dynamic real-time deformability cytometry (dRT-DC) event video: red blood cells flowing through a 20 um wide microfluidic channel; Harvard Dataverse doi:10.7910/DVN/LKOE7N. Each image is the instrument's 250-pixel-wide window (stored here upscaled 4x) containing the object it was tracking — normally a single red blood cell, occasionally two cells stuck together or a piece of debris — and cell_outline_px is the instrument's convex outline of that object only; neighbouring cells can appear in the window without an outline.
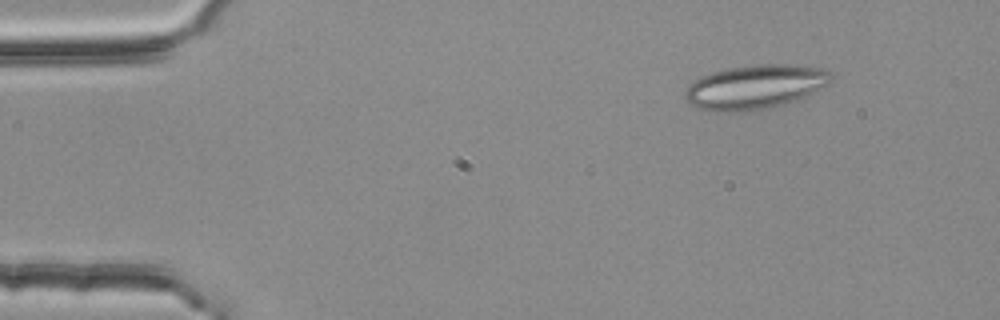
{"species": "common noctule bat (a hibernating species)", "species_latin": "Nyctalus noctula", "temperature_condition": "room temperature", "stored_images_in_passage": 3, "camera_frame_rate_fps": 3000, "um_per_image_px": 0.085, "animal": {"sex": "female", "body_mass_g": 25.1}, "frame": {"image": 1, "passage_image": 1, "time_ms": 0.0, "image_size_px": [1000, 320], "cell_outline_px": [[836, 76], [828, 84], [796, 100], [784, 104], [768, 108], [748, 112], [716, 112], [696, 108], [684, 100], [684, 92], [688, 84], [700, 76], [712, 72], [728, 68], [756, 64], [796, 64], [824, 68]], "centroid_in_image_um": [64.16, 7.39], "position_along_channel_um": 20.8, "area_um2": 38.26}}